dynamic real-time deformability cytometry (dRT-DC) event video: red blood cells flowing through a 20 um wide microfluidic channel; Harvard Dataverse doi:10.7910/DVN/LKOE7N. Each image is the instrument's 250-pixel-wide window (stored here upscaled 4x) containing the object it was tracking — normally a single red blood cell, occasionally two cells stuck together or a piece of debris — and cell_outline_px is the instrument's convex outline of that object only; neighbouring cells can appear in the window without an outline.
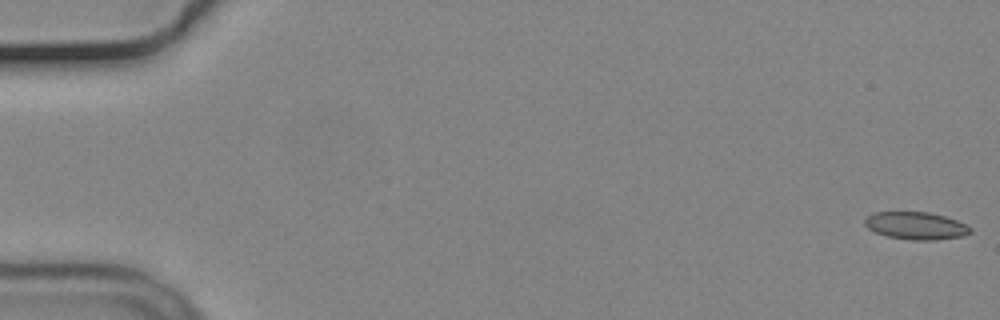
{"species": "common noctule bat (a hibernating species)", "species_latin": "Nyctalus noctula", "temperature_condition": "cold", "stored_images_in_passage": 54, "camera_frame_rate_fps": 3000, "um_per_image_px": 0.085, "animal": {"sex": "male", "body_mass_g": 19.2, "forearm_length_mm": 51.8}, "frame": {"image": 1, "passage_image": 1, "time_ms": 0.0, "image_size_px": [1000, 320], "cell_outline_px": [[972, 232], [964, 236], [936, 240], [912, 240], [888, 236], [876, 232], [868, 228], [864, 224], [864, 220], [872, 212], [928, 212], [944, 216], [956, 220], [972, 228]], "centroid_in_image_um": [77.87, 19.19], "position_along_channel_um": 7.1, "area_um2": 16.88}}
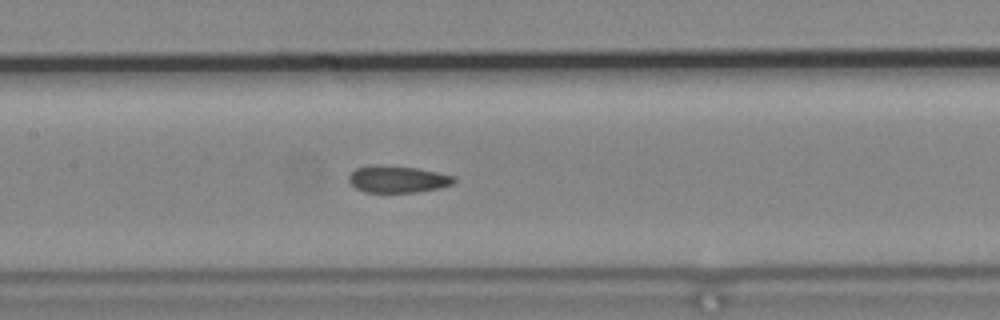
{"frame": {"image": 2, "passage_image": 27, "time_ms": 8.667, "image_size_px": [1000, 320], "cell_outline_px": [[456, 180], [452, 184], [440, 188], [416, 192], [364, 192], [356, 188], [348, 180], [348, 176], [356, 168], [380, 164], [416, 168], [436, 172], [452, 176]], "centroid_in_image_um": [33.77, 15.23], "position_along_channel_um": 173.6, "area_um2": 16.36}}
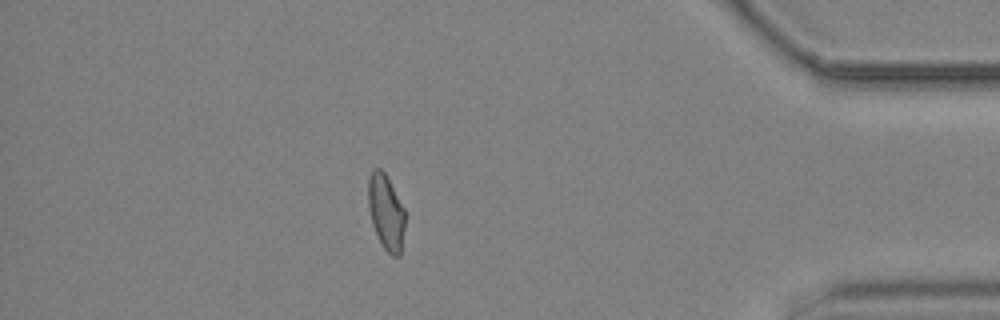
{"frame": {"image": 3, "passage_image": 49, "time_ms": 16.0, "image_size_px": [1000, 320], "cell_outline_px": [[404, 228], [400, 256], [392, 256], [384, 248], [372, 224], [368, 208], [368, 176], [372, 168], [380, 168], [384, 172], [404, 208]], "centroid_in_image_um": [32.79, 18.0], "position_along_channel_um": 402.4, "area_um2": 16.01}}